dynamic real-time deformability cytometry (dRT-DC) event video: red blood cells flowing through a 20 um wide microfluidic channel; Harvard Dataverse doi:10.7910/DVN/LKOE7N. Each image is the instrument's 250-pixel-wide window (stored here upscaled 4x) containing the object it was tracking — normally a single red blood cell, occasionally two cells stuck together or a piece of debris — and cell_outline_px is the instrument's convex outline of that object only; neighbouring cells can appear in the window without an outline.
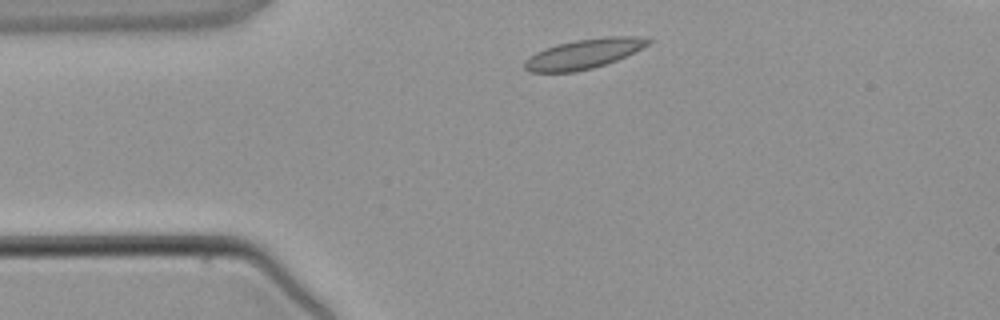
{"species": "common noctule bat (a hibernating species)", "species_latin": "Nyctalus noctula", "temperature_condition": "warm", "stored_images_in_passage": 1, "camera_frame_rate_fps": 3000, "um_per_image_px": 0.085, "animal": {"sex": "male", "body_mass_g": 21.5, "forearm_length_mm": 52.0}, "frame": {"image": 1, "passage_image": 1, "time_ms": 0.0, "image_size_px": [1000, 320], "cell_outline_px": [[656, 40], [616, 60], [592, 68], [572, 72], [528, 72], [524, 68], [524, 60], [536, 52], [544, 48], [556, 44], [576, 40], [608, 36], [640, 36]], "centroid_in_image_um": [49.59, 4.57], "position_along_channel_um": 35.4, "area_um2": 21.27}}